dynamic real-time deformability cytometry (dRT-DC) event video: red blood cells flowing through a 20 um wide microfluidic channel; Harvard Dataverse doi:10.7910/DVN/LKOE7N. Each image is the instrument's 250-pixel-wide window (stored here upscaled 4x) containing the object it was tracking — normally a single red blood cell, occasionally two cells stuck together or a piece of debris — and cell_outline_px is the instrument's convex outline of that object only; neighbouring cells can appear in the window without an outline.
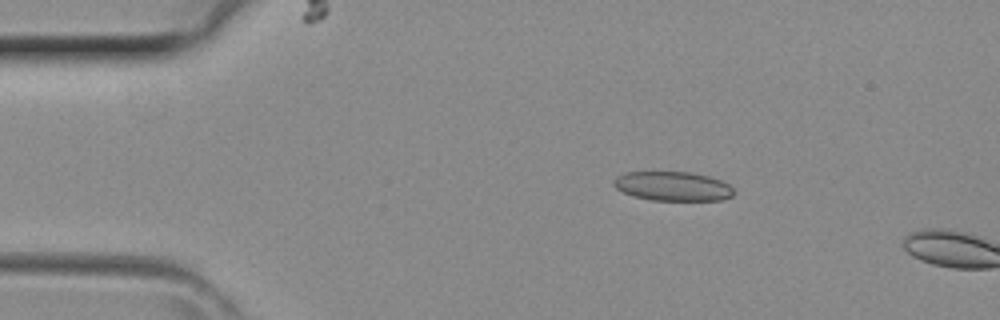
{"species": "common noctule bat (a hibernating species)", "species_latin": "Nyctalus noctula", "temperature_condition": "room temperature", "stored_images_in_passage": 3, "camera_frame_rate_fps": 3000, "um_per_image_px": 0.085, "animal": {"sex": "female", "body_mass_g": 29.2, "forearm_length_mm": 56.3}, "frame": {"image": 1, "passage_image": 1, "time_ms": 0.0, "image_size_px": [1000, 320], "cell_outline_px": [[736, 192], [732, 196], [724, 200], [652, 200], [632, 196], [616, 188], [612, 184], [612, 180], [616, 176], [624, 172], [692, 172], [708, 176], [720, 180], [728, 184]], "centroid_in_image_um": [57.17, 15.83], "position_along_channel_um": 27.8, "area_um2": 20.63}}